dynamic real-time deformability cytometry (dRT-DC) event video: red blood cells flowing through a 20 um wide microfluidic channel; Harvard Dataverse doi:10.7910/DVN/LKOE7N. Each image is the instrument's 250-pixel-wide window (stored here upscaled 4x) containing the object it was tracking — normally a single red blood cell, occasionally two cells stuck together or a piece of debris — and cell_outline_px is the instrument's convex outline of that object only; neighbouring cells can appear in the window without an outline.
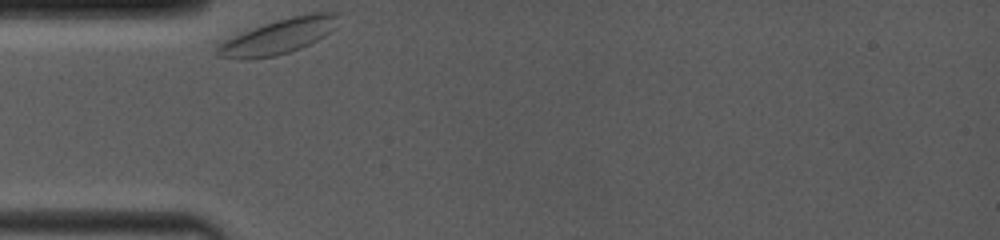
{"species": "common noctule bat (a hibernating species)", "species_latin": "Nyctalus noctula", "temperature_condition": "room temperature", "stored_images_in_passage": 2, "camera_frame_rate_fps": 4000, "um_per_image_px": 0.085, "animal": {"sex": "female", "body_mass_g": 19.0, "forearm_length_mm": 53.3}, "frame": {"image": 1, "passage_image": 1, "time_ms": 0.0, "image_size_px": [1000, 240], "cell_outline_px": [[340, 12], [328, 32], [324, 36], [300, 48], [276, 56], [244, 60], [236, 60], [216, 56], [216, 48], [220, 44], [244, 32], [264, 24], [276, 20], [292, 16], [312, 12]], "centroid_in_image_um": [23.62, 3.12], "position_along_channel_um": 61.4, "area_um2": 24.04}}
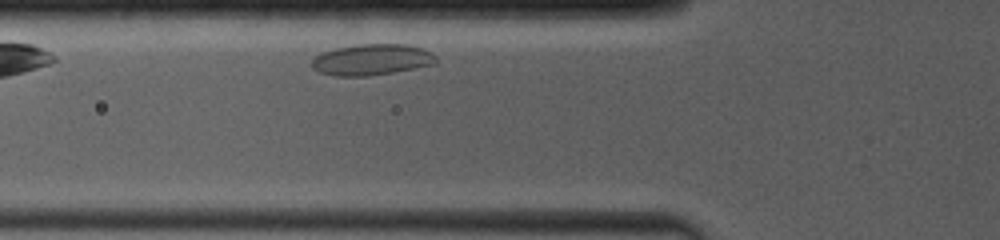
{"frame": {"image": 2, "passage_image": 2, "time_ms": 1.0, "image_size_px": [1000, 240], "cell_outline_px": [[436, 64], [392, 72], [368, 76], [336, 76], [320, 72], [312, 68], [312, 60], [320, 52], [336, 48], [360, 44], [408, 44], [420, 48], [436, 56]], "centroid_in_image_um": [31.57, 5.07], "position_along_channel_um": 94.2, "area_um2": 22.37}}